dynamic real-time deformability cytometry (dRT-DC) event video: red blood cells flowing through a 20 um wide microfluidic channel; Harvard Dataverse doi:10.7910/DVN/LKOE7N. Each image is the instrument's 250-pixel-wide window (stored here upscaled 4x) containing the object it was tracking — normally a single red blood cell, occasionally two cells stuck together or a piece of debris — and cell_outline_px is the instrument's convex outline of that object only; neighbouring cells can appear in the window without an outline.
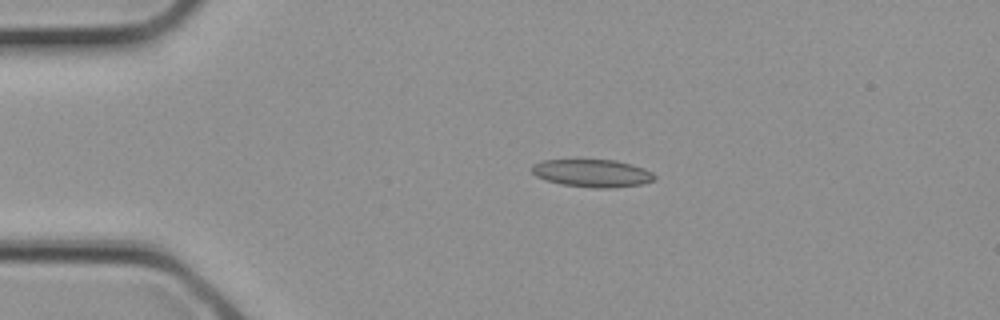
{"species": "common noctule bat (a hibernating species)", "species_latin": "Nyctalus noctula", "temperature_condition": "cold", "stored_images_in_passage": 3, "camera_frame_rate_fps": 3000, "um_per_image_px": 0.085, "animal": {"sex": "female", "body_mass_g": 21.9}, "frame": {"image": 1, "passage_image": 2, "time_ms": 0.333, "image_size_px": [1000, 320], "cell_outline_px": [[656, 180], [644, 184], [612, 188], [596, 188], [560, 184], [536, 176], [532, 172], [532, 164], [540, 160], [616, 160], [632, 164], [644, 168], [652, 172], [656, 176]], "centroid_in_image_um": [50.38, 14.72], "position_along_channel_um": 34.6, "area_um2": 19.94}}
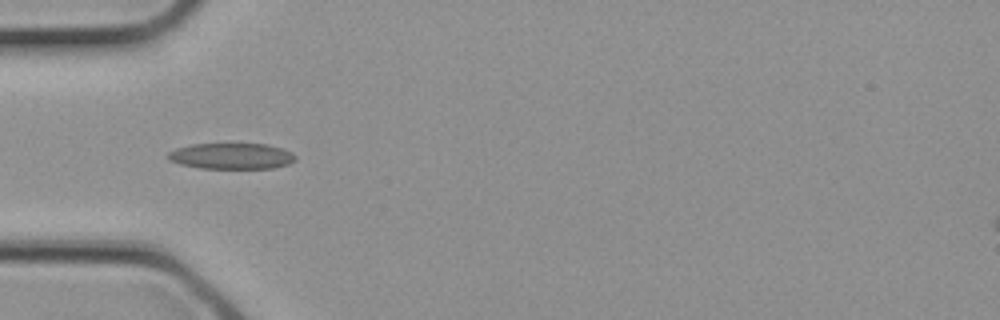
{"frame": {"image": 2, "passage_image": 3, "time_ms": 0.667, "image_size_px": [1000, 320], "cell_outline_px": [[296, 160], [288, 164], [272, 168], [200, 168], [180, 164], [168, 160], [164, 156], [168, 152], [176, 148], [192, 144], [268, 144], [284, 148], [292, 152], [296, 156]], "centroid_in_image_um": [19.67, 13.26], "position_along_channel_um": 65.3, "area_um2": 19.48}}